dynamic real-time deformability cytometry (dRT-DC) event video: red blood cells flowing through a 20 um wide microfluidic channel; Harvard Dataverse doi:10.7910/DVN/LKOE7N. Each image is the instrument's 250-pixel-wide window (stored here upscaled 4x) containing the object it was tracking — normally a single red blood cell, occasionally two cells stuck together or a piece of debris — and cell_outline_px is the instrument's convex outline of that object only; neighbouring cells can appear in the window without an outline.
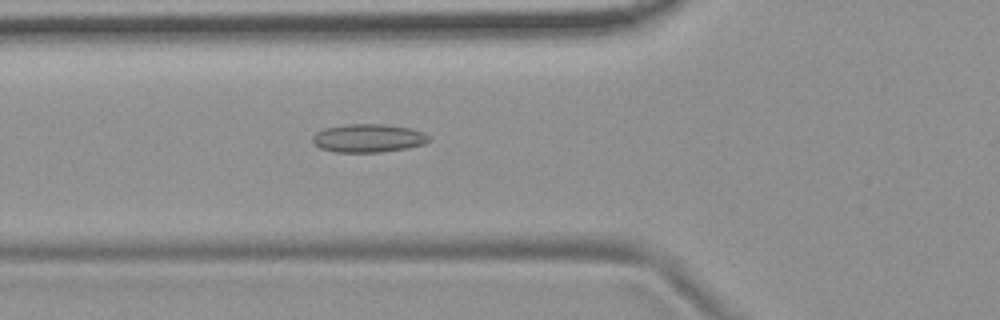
{"species": "common noctule bat (a hibernating species)", "species_latin": "Nyctalus noctula", "temperature_condition": "room temperature", "stored_images_in_passage": 53, "camera_frame_rate_fps": 3000, "um_per_image_px": 0.085, "animal": {"sex": "female", "body_mass_g": 19.9}, "frame": {"image": 1, "passage_image": 20, "time_ms": 6.333, "image_size_px": [1000, 320], "cell_outline_px": [[432, 140], [424, 144], [408, 148], [380, 152], [336, 152], [320, 148], [312, 140], [312, 136], [316, 132], [324, 128], [344, 124], [384, 124], [412, 128], [424, 132]], "centroid_in_image_um": [31.33, 11.73], "position_along_channel_um": 94.5, "area_um2": 19.36}}
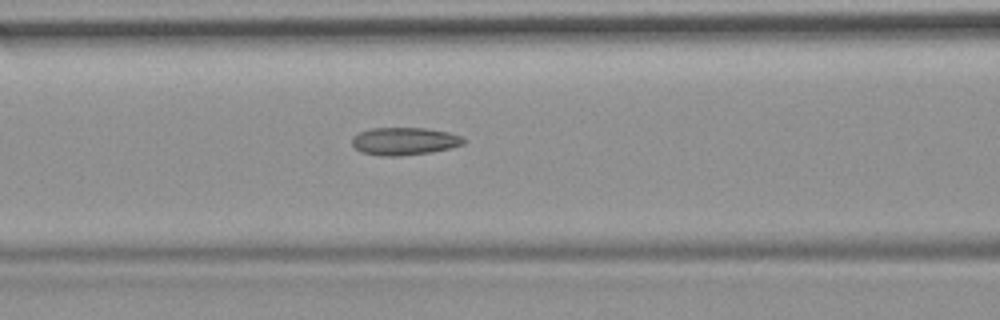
{"frame": {"image": 2, "passage_image": 23, "time_ms": 7.333, "image_size_px": [1000, 320], "cell_outline_px": [[464, 144], [432, 152], [400, 156], [380, 156], [360, 152], [352, 144], [352, 136], [360, 132], [372, 128], [428, 128], [448, 132], [460, 136], [464, 140]], "centroid_in_image_um": [34.34, 12.0], "position_along_channel_um": 132.3, "area_um2": 17.98}}
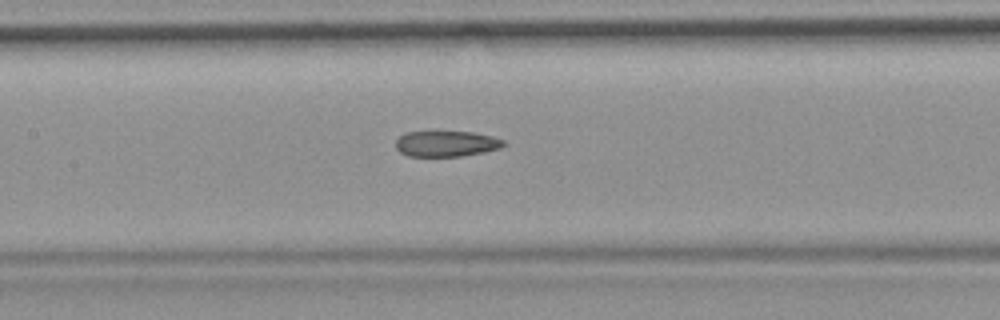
{"frame": {"image": 3, "passage_image": 26, "time_ms": 8.333, "image_size_px": [1000, 320], "cell_outline_px": [[504, 144], [500, 148], [484, 152], [460, 156], [408, 156], [400, 152], [396, 148], [396, 140], [400, 136], [408, 132], [472, 132], [492, 136], [504, 140]], "centroid_in_image_um": [37.93, 12.22], "position_along_channel_um": 169.5, "area_um2": 16.01}}